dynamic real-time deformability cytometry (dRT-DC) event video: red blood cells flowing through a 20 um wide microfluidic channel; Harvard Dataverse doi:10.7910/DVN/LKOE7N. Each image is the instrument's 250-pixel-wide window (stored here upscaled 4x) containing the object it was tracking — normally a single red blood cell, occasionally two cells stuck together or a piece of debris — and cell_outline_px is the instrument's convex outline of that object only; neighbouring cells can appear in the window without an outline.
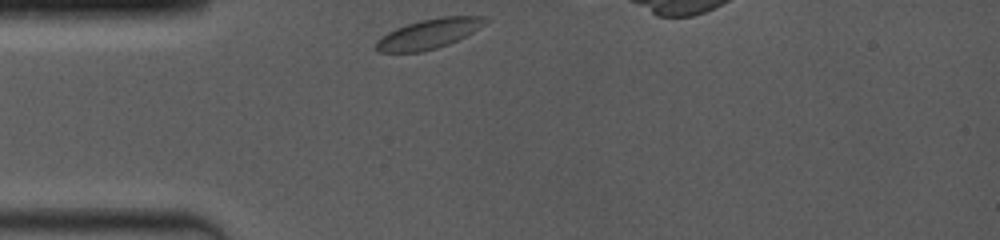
{"species": "common noctule bat (a hibernating species)", "species_latin": "Nyctalus noctula", "temperature_condition": "room temperature", "stored_images_in_passage": 32, "camera_frame_rate_fps": 4000, "um_per_image_px": 0.085, "animal": {"sex": "female", "body_mass_g": 19.0, "forearm_length_mm": 53.3}, "frame": {"image": 1, "passage_image": 1, "time_ms": 0.0, "image_size_px": [1000, 240], "cell_outline_px": [[488, 20], [484, 24], [472, 32], [448, 44], [436, 48], [420, 52], [376, 52], [376, 40], [380, 36], [396, 28], [420, 20], [440, 16], [488, 16]], "centroid_in_image_um": [36.42, 2.86], "position_along_channel_um": 48.6, "area_um2": 18.84}}
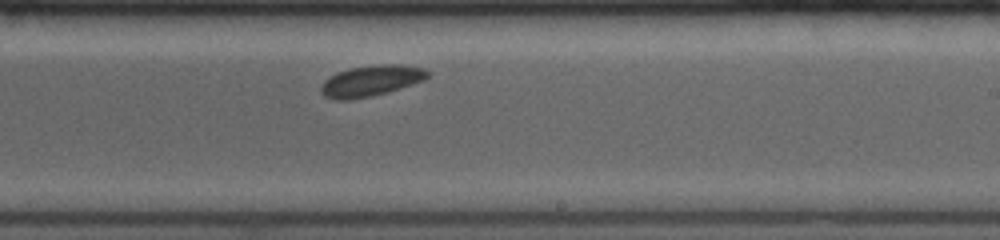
{"frame": {"image": 2, "passage_image": 19, "time_ms": 5.75, "image_size_px": [1000, 240], "cell_outline_px": [[428, 76], [424, 80], [388, 92], [372, 96], [348, 100], [336, 100], [324, 96], [320, 92], [320, 88], [324, 80], [336, 72], [352, 68], [380, 64], [400, 64], [424, 68], [428, 72]], "centroid_in_image_um": [31.51, 6.87], "position_along_channel_um": 257.5, "area_um2": 19.19}}
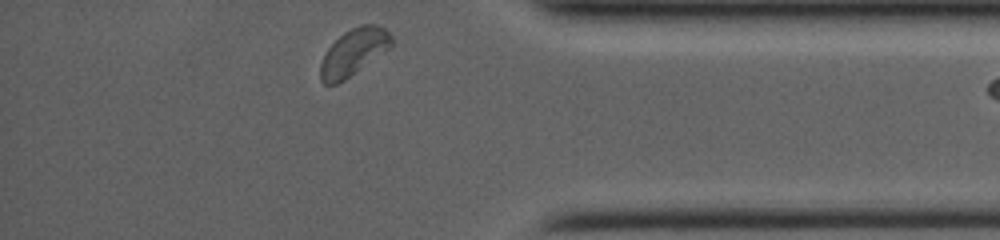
{"frame": {"image": 3, "passage_image": 31, "time_ms": 9.75, "image_size_px": [1000, 240], "cell_outline_px": [[392, 48], [344, 80], [336, 84], [324, 84], [320, 80], [320, 64], [328, 48], [344, 32], [360, 24], [376, 24], [384, 28], [392, 36]], "centroid_in_image_um": [30.09, 4.43], "position_along_channel_um": 405.1, "area_um2": 19.36}, "authors_computed_cell_mechanics": {"area_um2": 18.9006, "velocity_mm_per_s": 3.8771, "shape_relaxation_time_tau1_ms": 1.0582, "shape_relaxation_time_tau2_ms": null, "deformation_change_tau1": 0.0329, "deformation_change_tau2": null}}